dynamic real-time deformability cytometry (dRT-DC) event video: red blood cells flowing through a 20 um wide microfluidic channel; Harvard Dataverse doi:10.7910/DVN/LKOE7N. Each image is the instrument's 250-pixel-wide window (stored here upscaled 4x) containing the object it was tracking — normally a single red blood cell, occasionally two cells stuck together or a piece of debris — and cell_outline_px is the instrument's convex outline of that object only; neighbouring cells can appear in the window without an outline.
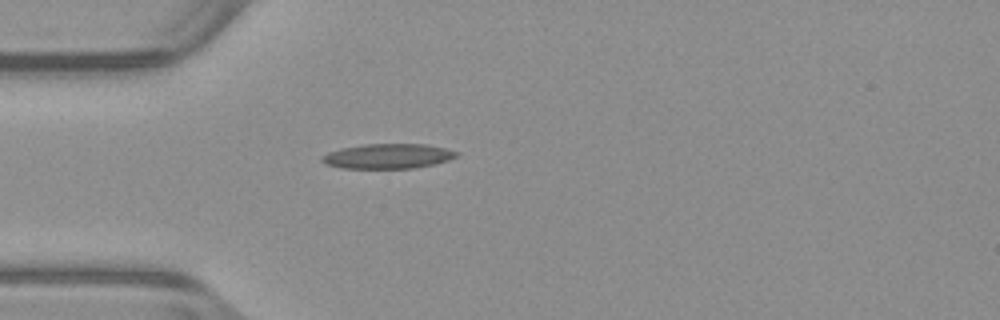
{"species": "common noctule bat (a hibernating species)", "species_latin": "Nyctalus noctula", "temperature_condition": "warm", "stored_images_in_passage": 38, "camera_frame_rate_fps": 3000, "um_per_image_px": 0.085, "animal": {"sex": "male", "body_mass_g": 23.1, "forearm_length_mm": 52.7}, "frame": {"image": 1, "passage_image": 1, "time_ms": 0.0, "image_size_px": [1000, 320], "cell_outline_px": [[460, 156], [448, 160], [416, 168], [340, 168], [324, 164], [320, 160], [320, 156], [328, 152], [340, 148], [364, 144], [424, 144], [444, 148], [460, 152]], "centroid_in_image_um": [32.94, 13.27], "position_along_channel_um": 52.1, "area_um2": 19.65}}
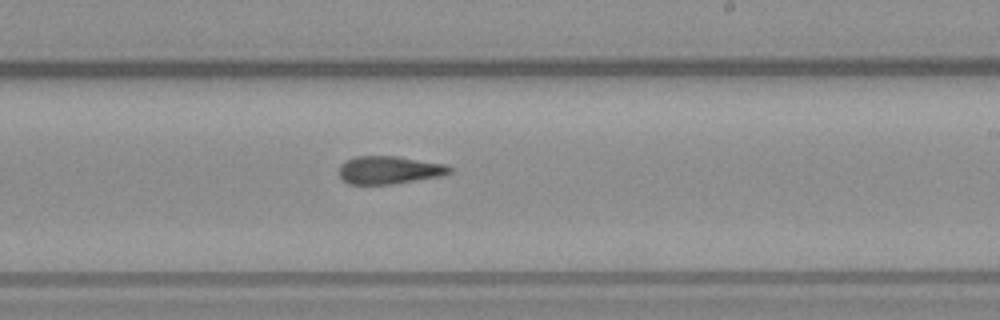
{"frame": {"image": 2, "passage_image": 17, "time_ms": 5.333, "image_size_px": [1000, 320], "cell_outline_px": [[452, 172], [444, 176], [392, 184], [348, 184], [340, 176], [340, 164], [356, 156], [396, 156], [448, 164], [452, 168]], "centroid_in_image_um": [33.15, 14.45], "position_along_channel_um": 255.8, "area_um2": 18.09}}
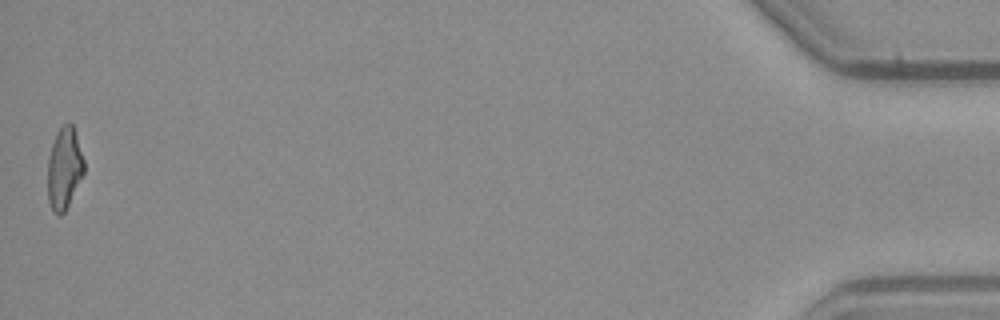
{"frame": {"image": 3, "passage_image": 38, "time_ms": 12.333, "image_size_px": [1000, 320], "cell_outline_px": [[84, 172], [64, 212], [60, 216], [52, 212], [48, 200], [48, 156], [56, 132], [64, 124], [72, 124], [76, 132], [84, 160]], "centroid_in_image_um": [5.45, 14.3], "position_along_channel_um": 429.7, "area_um2": 17.22}, "authors_computed_cell_mechanics": {"area_um2": 18.3515, "velocity_mm_per_s": 3.9613, "shape_relaxation_time_tau1_ms": null, "shape_relaxation_time_tau2_ms": 6.1086, "deformation_change_tau1": null, "deformation_change_tau2": 0.1775}}